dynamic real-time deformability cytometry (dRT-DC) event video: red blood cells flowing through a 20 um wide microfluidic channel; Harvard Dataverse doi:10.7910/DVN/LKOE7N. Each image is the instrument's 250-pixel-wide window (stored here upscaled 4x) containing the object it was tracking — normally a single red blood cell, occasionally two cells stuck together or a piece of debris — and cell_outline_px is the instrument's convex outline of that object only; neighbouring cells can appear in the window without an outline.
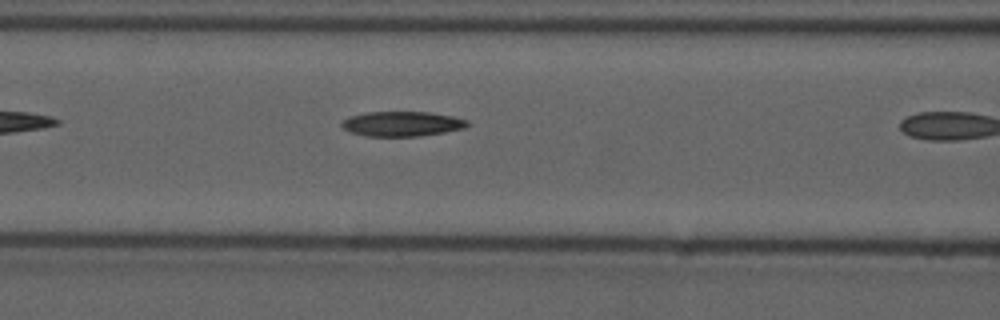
{"species": "common noctule bat (a hibernating species)", "species_latin": "Nyctalus noctula", "temperature_condition": "cold", "stored_images_in_passage": 7, "camera_frame_rate_fps": 3000, "um_per_image_px": 0.085, "animal": {"sex": "male", "forearm_length_mm": 52.5}, "frame": {"image": 1, "passage_image": 6, "time_ms": 1.667, "image_size_px": [1000, 320], "cell_outline_px": [[468, 124], [464, 128], [444, 132], [420, 136], [368, 136], [352, 132], [344, 128], [340, 124], [348, 116], [368, 112], [428, 112], [452, 116], [468, 120]], "centroid_in_image_um": [34.17, 10.52], "position_along_channel_um": 132.4, "area_um2": 18.03}}